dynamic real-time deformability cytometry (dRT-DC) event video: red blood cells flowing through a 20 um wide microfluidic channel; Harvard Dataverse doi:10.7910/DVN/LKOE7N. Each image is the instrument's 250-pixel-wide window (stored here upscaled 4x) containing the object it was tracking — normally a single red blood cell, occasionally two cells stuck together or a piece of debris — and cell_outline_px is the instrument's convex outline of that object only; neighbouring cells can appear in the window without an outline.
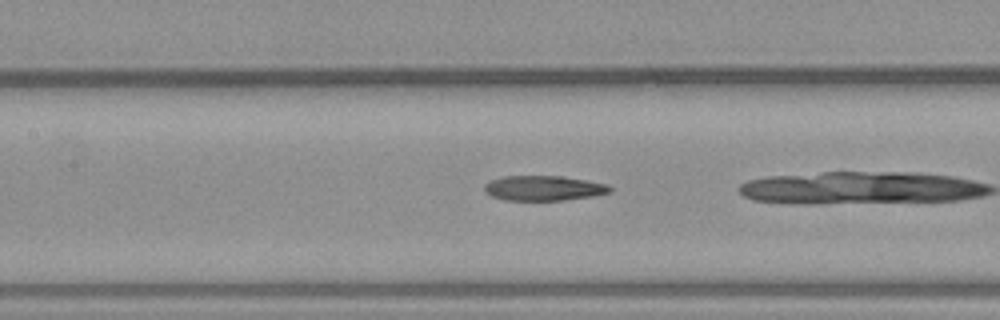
{"species": "common noctule bat (a hibernating species)", "species_latin": "Nyctalus noctula", "temperature_condition": "warm", "stored_images_in_passage": 28, "camera_frame_rate_fps": 3000, "um_per_image_px": 0.085, "animal": {"sex": "male", "body_mass_g": 23.1, "forearm_length_mm": 52.7}, "frame": {"image": 1, "passage_image": 17, "time_ms": 5.333, "image_size_px": [1000, 320], "cell_outline_px": [[612, 192], [592, 196], [564, 200], [504, 200], [492, 196], [484, 192], [484, 184], [492, 180], [504, 176], [560, 176], [608, 184], [612, 188]], "centroid_in_image_um": [46.2, 15.99], "position_along_channel_um": 161.2, "area_um2": 18.21}}
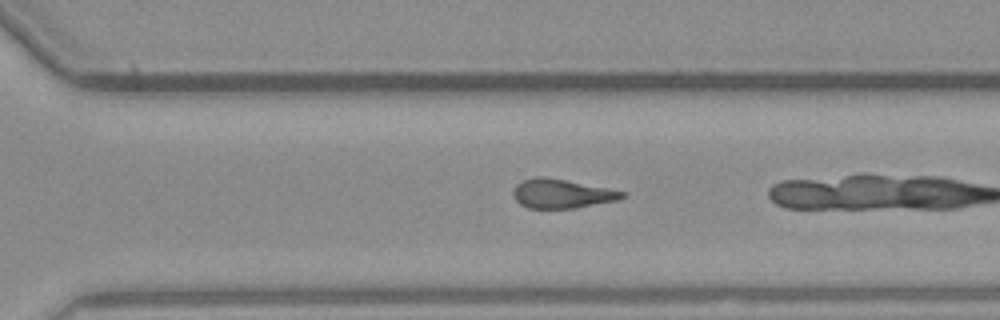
{"frame": {"image": 2, "passage_image": 27, "time_ms": 8.667, "image_size_px": [1000, 320], "cell_outline_px": [[624, 196], [620, 200], [576, 208], [528, 208], [520, 204], [516, 200], [512, 192], [516, 184], [524, 180], [536, 176], [544, 176], [608, 188], [624, 192]], "centroid_in_image_um": [47.74, 16.46], "position_along_channel_um": 322.9, "area_um2": 18.44}}